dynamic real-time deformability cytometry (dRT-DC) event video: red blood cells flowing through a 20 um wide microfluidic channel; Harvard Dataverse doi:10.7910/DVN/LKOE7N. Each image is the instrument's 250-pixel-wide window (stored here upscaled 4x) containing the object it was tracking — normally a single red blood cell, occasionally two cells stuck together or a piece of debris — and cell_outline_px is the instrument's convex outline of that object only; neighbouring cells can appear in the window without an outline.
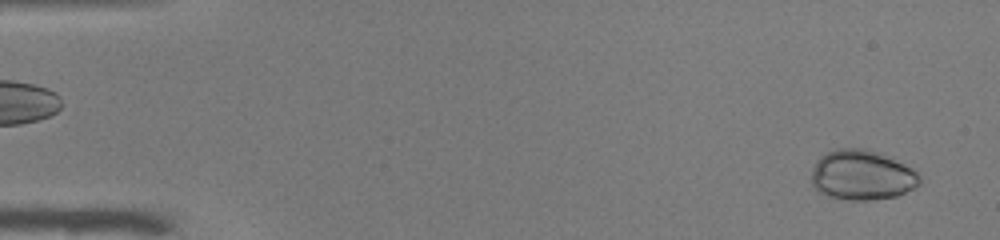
{"species": "common noctule bat (a hibernating species)", "species_latin": "Nyctalus noctula", "temperature_condition": "warm", "stored_images_in_passage": 51, "camera_frame_rate_fps": 3000, "um_per_image_px": 0.085, "animal": {"sex": "male", "body_mass_g": 19.0, "forearm_length_mm": 50.8}, "frame": {"image": 1, "passage_image": 2, "time_ms": 0.333, "image_size_px": [1000, 240], "cell_outline_px": [[920, 184], [896, 196], [868, 200], [848, 200], [828, 196], [816, 192], [812, 184], [812, 168], [816, 160], [820, 156], [836, 148], [868, 148], [892, 156], [912, 168], [916, 172], [920, 180]], "centroid_in_image_um": [73.24, 14.86], "position_along_channel_um": 11.8, "area_um2": 31.91}}
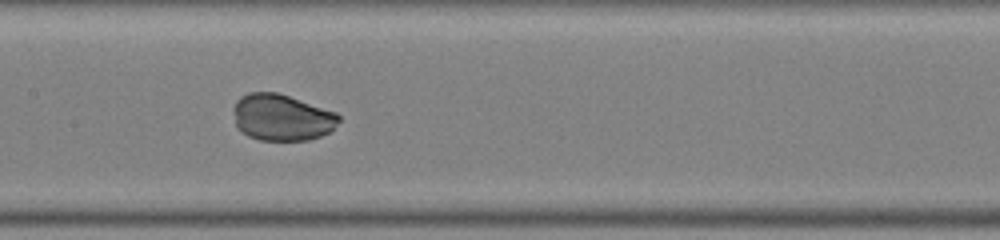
{"frame": {"image": 2, "passage_image": 25, "time_ms": 8.0, "image_size_px": [1000, 240], "cell_outline_px": [[340, 120], [328, 132], [320, 136], [308, 140], [260, 140], [248, 136], [236, 124], [232, 108], [236, 100], [240, 96], [248, 92], [276, 92], [336, 112], [340, 116]], "centroid_in_image_um": [23.93, 9.97], "position_along_channel_um": 183.5, "area_um2": 28.38}}
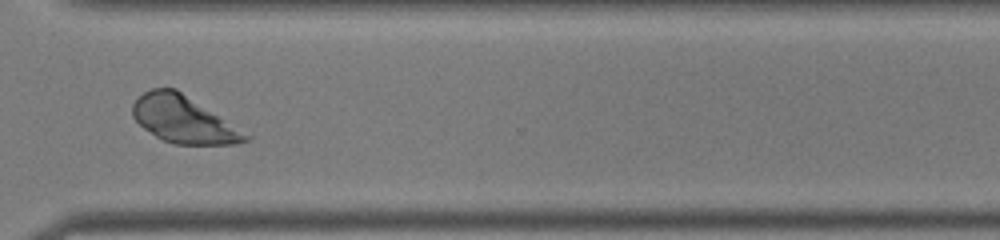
{"frame": {"image": 3, "passage_image": 38, "time_ms": 12.333, "image_size_px": [1000, 240], "cell_outline_px": [[252, 136], [248, 140], [236, 144], [176, 144], [164, 140], [156, 136], [144, 128], [132, 116], [132, 104], [144, 92], [152, 88], [176, 88]], "centroid_in_image_um": [15.6, 10.15], "position_along_channel_um": 355.0, "area_um2": 30.58}}